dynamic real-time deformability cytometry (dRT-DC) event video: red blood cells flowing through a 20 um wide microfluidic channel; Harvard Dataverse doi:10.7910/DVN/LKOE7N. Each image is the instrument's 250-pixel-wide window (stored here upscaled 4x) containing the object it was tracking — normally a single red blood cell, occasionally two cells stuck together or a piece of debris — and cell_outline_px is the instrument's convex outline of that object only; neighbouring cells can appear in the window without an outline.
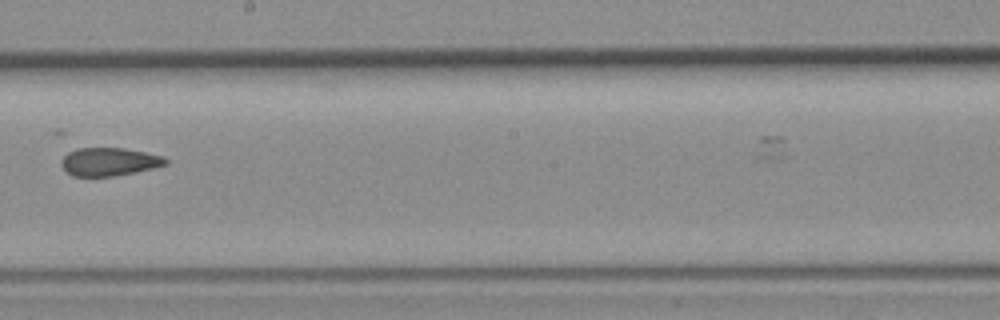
{"species": "common noctule bat (a hibernating species)", "species_latin": "Nyctalus noctula", "temperature_condition": "room temperature", "stored_images_in_passage": 16, "camera_frame_rate_fps": 3000, "um_per_image_px": 0.085, "animal": {"sex": "female", "body_mass_g": 19.3, "forearm_length_mm": 54.1}, "frame": {"image": 1, "passage_image": 14, "time_ms": 4.333, "image_size_px": [1000, 320], "cell_outline_px": [[168, 164], [136, 172], [112, 176], [72, 176], [60, 164], [64, 156], [68, 152], [76, 148], [124, 148], [164, 156], [168, 160]], "centroid_in_image_um": [9.29, 13.74], "position_along_channel_um": 238.9, "area_um2": 17.05}}